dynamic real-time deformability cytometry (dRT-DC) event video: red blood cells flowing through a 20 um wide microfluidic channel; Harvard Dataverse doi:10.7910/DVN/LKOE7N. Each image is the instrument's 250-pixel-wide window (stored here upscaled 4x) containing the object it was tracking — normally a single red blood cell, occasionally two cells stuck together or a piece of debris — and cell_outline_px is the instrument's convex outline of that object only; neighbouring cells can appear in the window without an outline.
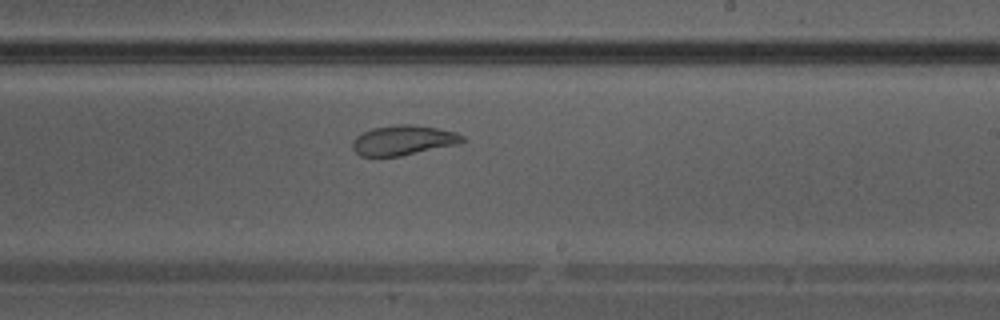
{"species": "Egyptian fruit bat (a non-hibernating species)", "species_latin": "Rousettus aegyptiacus", "temperature_condition": "warm", "stored_images_in_passage": 36, "camera_frame_rate_fps": 3000, "um_per_image_px": 0.085, "animal": {"sex": "male"}, "frame": {"image": 1, "passage_image": 21, "time_ms": 6.667, "image_size_px": [1000, 320], "cell_outline_px": [[464, 140], [460, 144], [400, 156], [360, 156], [352, 148], [352, 140], [356, 136], [372, 128], [396, 124], [408, 124], [436, 128], [456, 132], [464, 136]], "centroid_in_image_um": [34.28, 11.92], "position_along_channel_um": 254.7, "area_um2": 19.13}}